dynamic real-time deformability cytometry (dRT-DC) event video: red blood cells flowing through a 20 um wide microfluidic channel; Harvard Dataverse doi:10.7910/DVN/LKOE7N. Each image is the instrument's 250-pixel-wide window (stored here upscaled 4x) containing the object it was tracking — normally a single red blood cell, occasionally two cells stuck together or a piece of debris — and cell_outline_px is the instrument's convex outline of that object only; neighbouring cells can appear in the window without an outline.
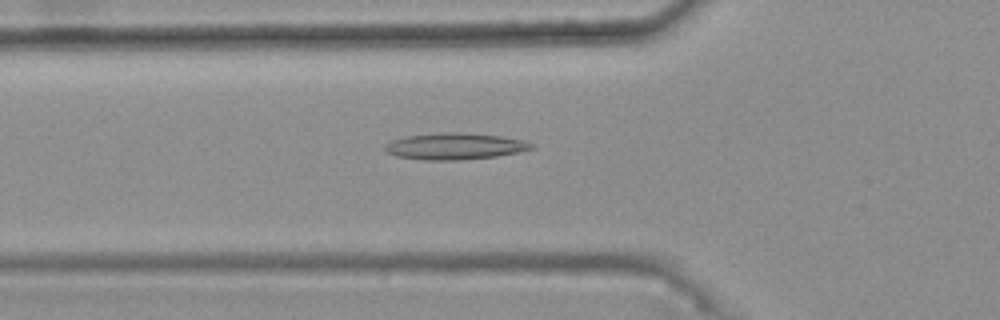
{"species": "common noctule bat (a hibernating species)", "species_latin": "Nyctalus noctula", "temperature_condition": "warm", "stored_images_in_passage": 47, "camera_frame_rate_fps": 3000, "um_per_image_px": 0.085, "animal": {"sex": "female", "body_mass_g": 25.1}, "frame": {"image": 1, "passage_image": 18, "time_ms": 5.667, "image_size_px": [1000, 320], "cell_outline_px": [[536, 148], [496, 156], [460, 160], [424, 160], [396, 156], [388, 152], [384, 148], [384, 144], [392, 140], [408, 136], [448, 132], [464, 132], [500, 136], [524, 140], [536, 144]], "centroid_in_image_um": [38.7, 12.43], "position_along_channel_um": 87.1, "area_um2": 22.6}}
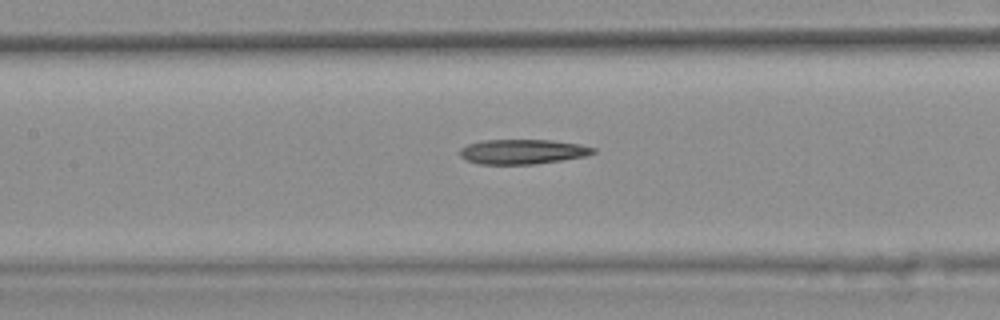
{"frame": {"image": 2, "passage_image": 24, "time_ms": 7.667, "image_size_px": [1000, 320], "cell_outline_px": [[596, 152], [588, 156], [536, 164], [480, 164], [468, 160], [460, 156], [460, 148], [468, 144], [484, 140], [552, 140], [580, 144], [596, 148]], "centroid_in_image_um": [44.47, 12.89], "position_along_channel_um": 162.9, "area_um2": 19.31}}
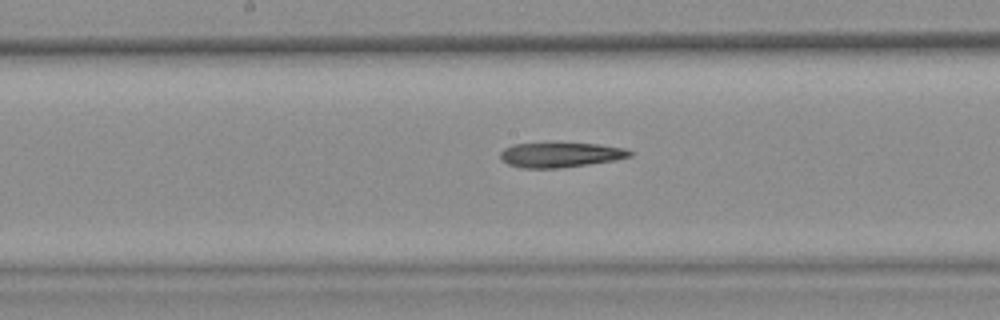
{"frame": {"image": 3, "passage_image": 27, "time_ms": 8.667, "image_size_px": [1000, 320], "cell_outline_px": [[632, 156], [612, 160], [588, 164], [560, 168], [520, 168], [508, 164], [500, 156], [500, 152], [504, 148], [512, 144], [600, 144], [624, 148], [632, 152]], "centroid_in_image_um": [47.62, 13.17], "position_along_channel_um": 200.6, "area_um2": 18.38}}